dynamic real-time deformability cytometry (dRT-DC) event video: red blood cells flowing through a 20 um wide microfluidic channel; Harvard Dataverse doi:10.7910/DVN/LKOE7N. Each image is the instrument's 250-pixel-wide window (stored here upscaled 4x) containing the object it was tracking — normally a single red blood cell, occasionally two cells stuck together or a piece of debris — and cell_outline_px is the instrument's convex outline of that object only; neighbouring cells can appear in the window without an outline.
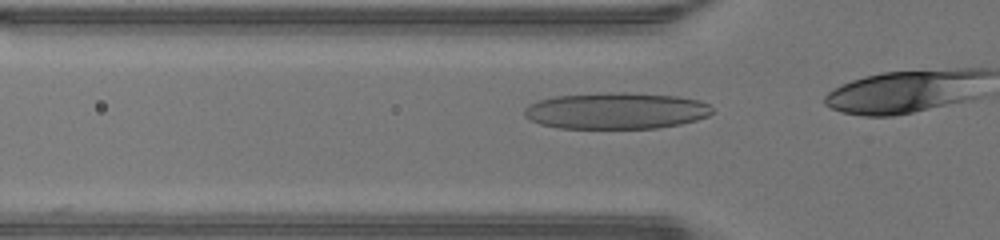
{"species": "human", "species_latin": "Homo sapiens", "temperature_condition": "warm", "stored_images_in_passage": 13, "camera_frame_rate_fps": 3000, "um_per_image_px": 0.085, "donor": {"sex": "male"}, "frame": {"image": 1, "passage_image": 11, "time_ms": 3.333, "image_size_px": [1000, 240], "cell_outline_px": [[712, 112], [708, 116], [696, 120], [680, 124], [656, 128], [560, 128], [540, 124], [524, 116], [524, 108], [528, 104], [536, 100], [556, 96], [620, 92], [624, 92], [680, 96], [700, 100], [708, 104], [712, 108]], "centroid_in_image_um": [52.37, 9.41], "position_along_channel_um": 73.4, "area_um2": 39.94}}